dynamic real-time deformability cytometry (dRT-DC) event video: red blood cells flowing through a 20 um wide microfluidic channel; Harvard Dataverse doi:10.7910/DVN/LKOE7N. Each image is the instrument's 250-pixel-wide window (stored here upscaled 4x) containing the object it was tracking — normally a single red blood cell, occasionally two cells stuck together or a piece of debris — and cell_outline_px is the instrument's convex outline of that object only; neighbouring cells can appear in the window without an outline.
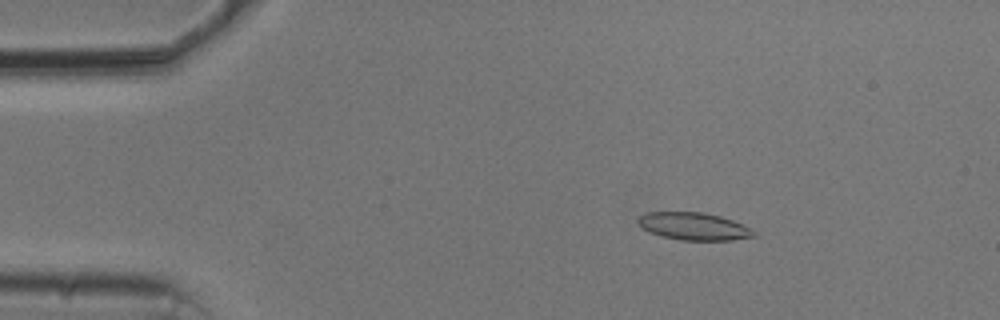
{"species": "common noctule bat (a hibernating species)", "species_latin": "Nyctalus noctula", "temperature_condition": "cold", "stored_images_in_passage": 53, "camera_frame_rate_fps": 3000, "um_per_image_px": 0.085, "animal": {"sex": "male", "body_mass_g": 20.5, "forearm_length_mm": 52.5}, "frame": {"image": 1, "passage_image": 8, "time_ms": 2.333, "image_size_px": [1000, 320], "cell_outline_px": [[756, 236], [732, 240], [680, 240], [660, 236], [648, 232], [636, 220], [644, 212], [700, 212], [720, 216], [732, 220], [752, 228]], "centroid_in_image_um": [58.96, 19.24], "position_along_channel_um": 26.0, "area_um2": 18.55}}
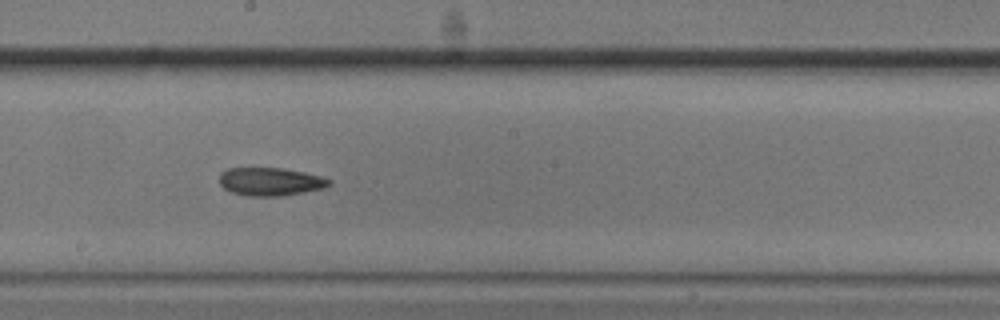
{"frame": {"image": 2, "passage_image": 29, "time_ms": 9.333, "image_size_px": [1000, 320], "cell_outline_px": [[332, 184], [324, 188], [284, 196], [248, 196], [232, 192], [224, 188], [220, 184], [220, 172], [228, 168], [280, 168], [304, 172], [320, 176], [332, 180]], "centroid_in_image_um": [22.99, 15.44], "position_along_channel_um": 225.2, "area_um2": 18.03}}
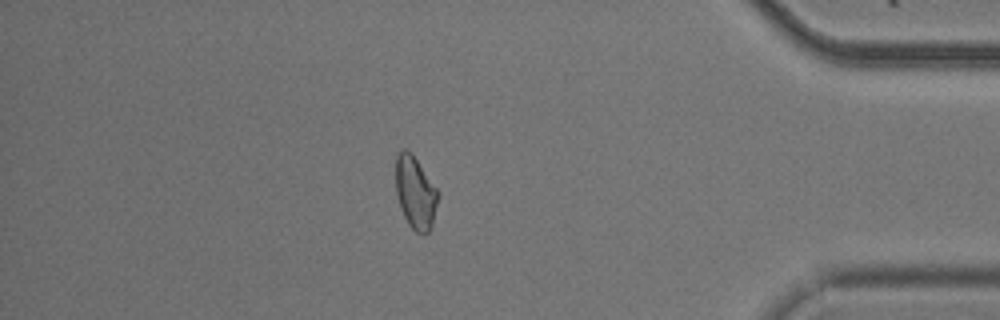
{"frame": {"image": 3, "passage_image": 46, "time_ms": 15.0, "image_size_px": [1000, 320], "cell_outline_px": [[440, 196], [432, 228], [428, 232], [420, 236], [408, 224], [400, 208], [396, 196], [396, 156], [400, 148], [408, 148], [412, 152], [440, 192]], "centroid_in_image_um": [35.33, 16.36], "position_along_channel_um": 399.9, "area_um2": 18.61}, "authors_computed_cell_mechanics": {"area_um2": 18.496, "velocity_mm_per_s": 3.7326, "shape_relaxation_time_tau1_ms": 6.0329, "shape_relaxation_time_tau2_ms": 8.3783, "deformation_change_tau1": 0.1242, "deformation_change_tau2": 0.1703}}